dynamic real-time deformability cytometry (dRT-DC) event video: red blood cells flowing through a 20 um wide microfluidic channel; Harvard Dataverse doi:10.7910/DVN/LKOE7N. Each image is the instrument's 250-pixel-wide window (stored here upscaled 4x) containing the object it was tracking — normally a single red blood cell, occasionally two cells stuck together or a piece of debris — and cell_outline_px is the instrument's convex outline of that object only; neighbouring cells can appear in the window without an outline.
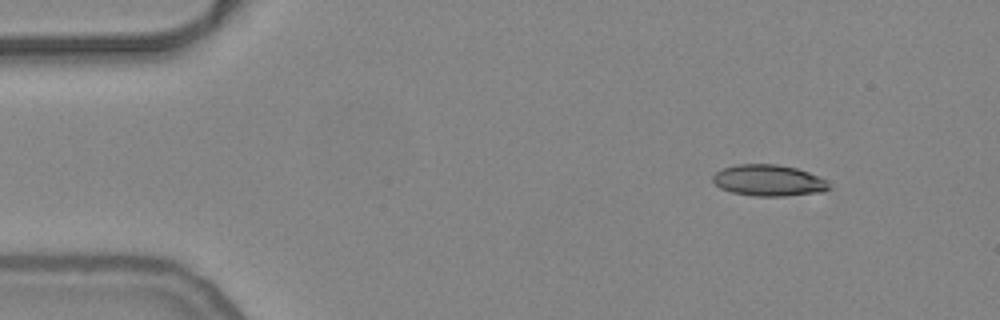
{"species": "common noctule bat (a hibernating species)", "species_latin": "Nyctalus noctula", "temperature_condition": "warm", "stored_images_in_passage": 48, "camera_frame_rate_fps": 3000, "um_per_image_px": 0.085, "animal": {"sex": "female", "body_mass_g": 24.6, "forearm_length_mm": 56.2}, "frame": {"image": 1, "passage_image": 1, "time_ms": 0.0, "image_size_px": [1000, 320], "cell_outline_px": [[832, 188], [824, 192], [788, 196], [752, 196], [732, 192], [720, 188], [712, 180], [712, 176], [716, 172], [724, 168], [736, 164], [776, 164], [796, 168], [808, 172], [828, 180]], "centroid_in_image_um": [65.38, 15.35], "position_along_channel_um": 19.6, "area_um2": 21.44}}
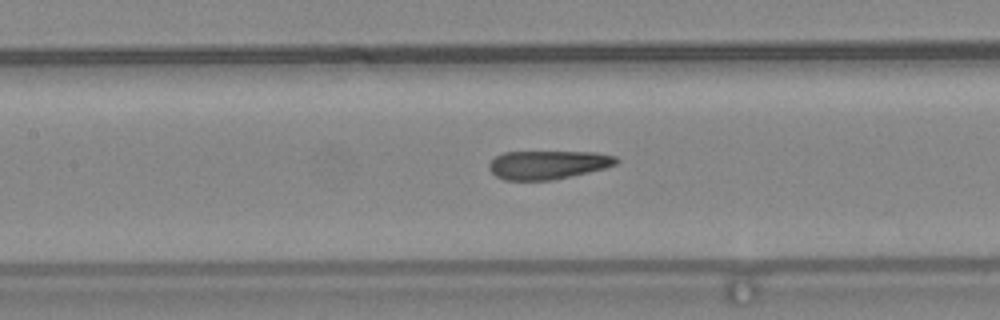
{"frame": {"image": 2, "passage_image": 19, "time_ms": 6.0, "image_size_px": [1000, 320], "cell_outline_px": [[620, 160], [616, 164], [604, 168], [588, 172], [552, 180], [504, 180], [496, 176], [488, 168], [488, 164], [496, 156], [504, 152], [596, 152], [616, 156]], "centroid_in_image_um": [46.57, 14.0], "position_along_channel_um": 160.8, "area_um2": 21.15}}
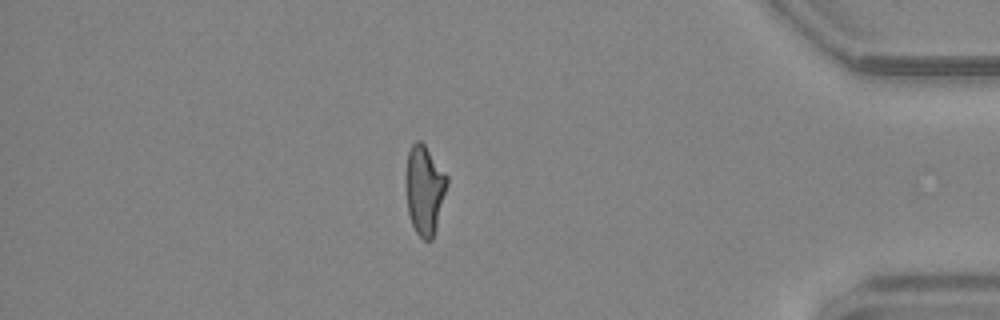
{"frame": {"image": 3, "passage_image": 41, "time_ms": 13.333, "image_size_px": [1000, 320], "cell_outline_px": [[448, 184], [436, 228], [432, 240], [424, 240], [416, 232], [408, 216], [408, 152], [412, 144], [416, 140], [420, 140], [424, 144], [448, 176]], "centroid_in_image_um": [36.13, 16.15], "position_along_channel_um": 399.1, "area_um2": 20.81}, "authors_computed_cell_mechanics": {"area_um2": 21.9062, "velocity_mm_per_s": 3.8116, "shape_relaxation_time_tau1_ms": null, "shape_relaxation_time_tau2_ms": 1.5424, "deformation_change_tau1": null, "deformation_change_tau2": 0.1016}}